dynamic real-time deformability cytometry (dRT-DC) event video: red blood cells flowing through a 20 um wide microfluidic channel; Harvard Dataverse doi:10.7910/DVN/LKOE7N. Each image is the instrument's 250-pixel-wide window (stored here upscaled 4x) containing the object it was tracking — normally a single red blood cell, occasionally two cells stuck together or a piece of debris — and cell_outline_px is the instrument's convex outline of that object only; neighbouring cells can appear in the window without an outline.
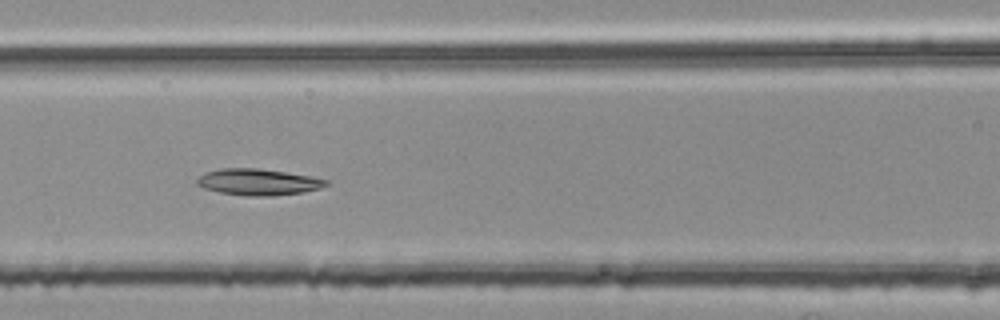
{"species": "common noctule bat (a hibernating species)", "species_latin": "Nyctalus noctula", "temperature_condition": "room temperature", "stored_images_in_passage": 16, "camera_frame_rate_fps": 3000, "um_per_image_px": 0.085, "animal": {"sex": "female", "body_mass_g": 25.1}, "frame": {"image": 1, "passage_image": 10, "time_ms": 3.0, "image_size_px": [1000, 320], "cell_outline_px": [[328, 184], [320, 188], [304, 192], [272, 196], [248, 196], [220, 192], [204, 188], [196, 184], [196, 180], [204, 172], [220, 168], [260, 168], [308, 176], [328, 180]], "centroid_in_image_um": [21.91, 15.47], "position_along_channel_um": 144.7, "area_um2": 19.77}}